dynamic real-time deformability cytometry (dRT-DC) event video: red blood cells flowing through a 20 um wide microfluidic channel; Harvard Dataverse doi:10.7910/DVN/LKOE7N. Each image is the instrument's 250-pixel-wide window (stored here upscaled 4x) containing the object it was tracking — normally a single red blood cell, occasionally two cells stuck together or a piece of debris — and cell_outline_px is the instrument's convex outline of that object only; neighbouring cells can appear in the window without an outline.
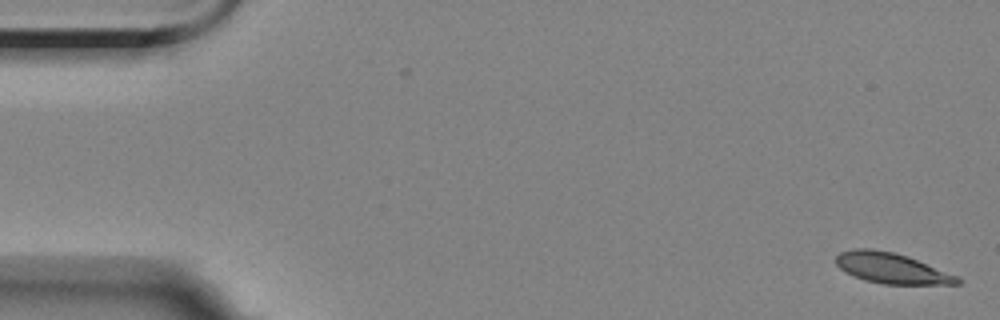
{"species": "Egyptian fruit bat (a non-hibernating species)", "species_latin": "Rousettus aegyptiacus", "temperature_condition": "room temperature", "stored_images_in_passage": 5, "camera_frame_rate_fps": 3000, "um_per_image_px": 0.085, "animal": {"sex": "female"}, "frame": {"image": 1, "passage_image": 1, "time_ms": 0.0, "image_size_px": [1000, 320], "cell_outline_px": [[960, 284], [884, 284], [864, 280], [844, 272], [836, 264], [836, 256], [840, 252], [852, 248], [872, 248], [892, 252], [908, 256], [956, 276], [960, 280]], "centroid_in_image_um": [75.71, 22.78], "position_along_channel_um": 9.3, "area_um2": 21.44}}
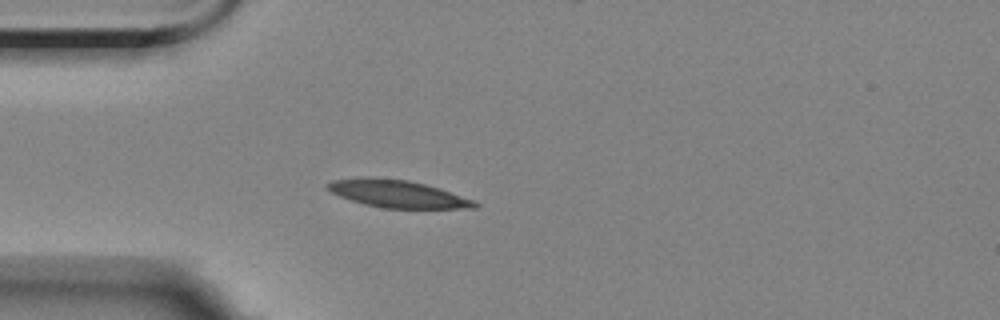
{"frame": {"image": 2, "passage_image": 5, "time_ms": 4.667, "image_size_px": [1000, 320], "cell_outline_px": [[480, 204], [476, 208], [384, 208], [364, 204], [340, 196], [332, 192], [328, 188], [328, 184], [332, 180], [408, 180], [440, 188], [476, 200]], "centroid_in_image_um": [33.97, 16.53], "position_along_channel_um": 51.0, "area_um2": 22.43}}